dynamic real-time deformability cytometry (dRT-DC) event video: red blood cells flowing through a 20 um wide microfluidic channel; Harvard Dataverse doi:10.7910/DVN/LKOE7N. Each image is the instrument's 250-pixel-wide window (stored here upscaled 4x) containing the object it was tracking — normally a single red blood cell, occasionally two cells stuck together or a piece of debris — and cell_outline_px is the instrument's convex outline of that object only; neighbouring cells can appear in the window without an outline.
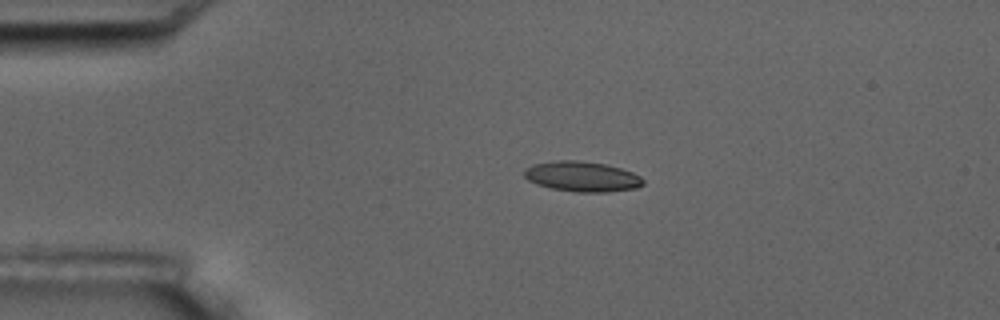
{"species": "common noctule bat (a hibernating species)", "species_latin": "Nyctalus noctula", "temperature_condition": "room temperature", "stored_images_in_passage": 9, "camera_frame_rate_fps": 3000, "um_per_image_px": 0.085, "animal": {"sex": "male", "body_mass_g": 17.5, "forearm_length_mm": 52.3}, "frame": {"image": 1, "passage_image": 3, "time_ms": 2.333, "image_size_px": [1000, 320], "cell_outline_px": [[644, 184], [636, 188], [608, 192], [576, 192], [552, 188], [536, 184], [528, 180], [524, 176], [524, 168], [532, 164], [556, 160], [580, 160], [604, 164], [620, 168], [632, 172], [640, 176], [644, 180]], "centroid_in_image_um": [49.46, 15.0], "position_along_channel_um": 35.5, "area_um2": 21.04}}
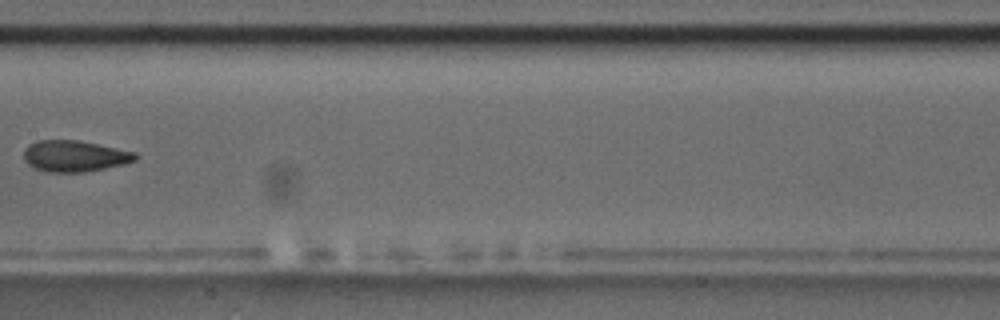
{"frame": {"image": 2, "passage_image": 8, "time_ms": 8.0, "image_size_px": [1000, 320], "cell_outline_px": [[136, 160], [124, 164], [84, 172], [48, 172], [36, 168], [28, 164], [24, 160], [24, 148], [28, 144], [36, 140], [76, 140], [136, 152]], "centroid_in_image_um": [6.3, 13.26], "position_along_channel_um": 201.1, "area_um2": 20.17}}
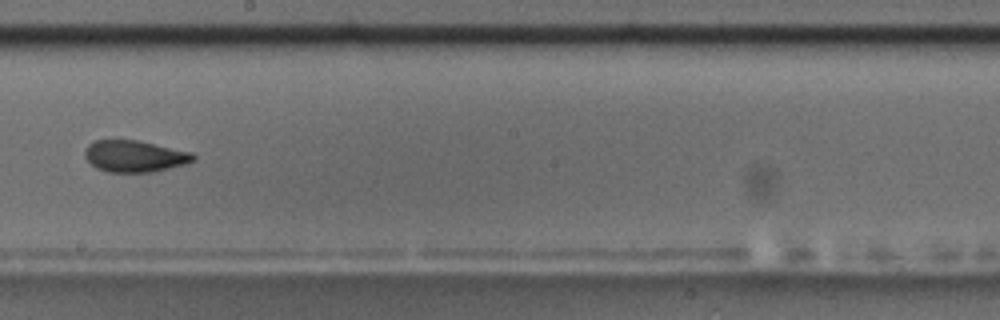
{"frame": {"image": 3, "passage_image": 9, "time_ms": 9.0, "image_size_px": [1000, 320], "cell_outline_px": [[196, 160], [188, 164], [152, 172], [108, 172], [96, 168], [84, 156], [84, 152], [88, 144], [96, 140], [136, 140], [192, 152], [196, 156]], "centroid_in_image_um": [11.47, 13.28], "position_along_channel_um": 236.7, "area_um2": 20.06}}